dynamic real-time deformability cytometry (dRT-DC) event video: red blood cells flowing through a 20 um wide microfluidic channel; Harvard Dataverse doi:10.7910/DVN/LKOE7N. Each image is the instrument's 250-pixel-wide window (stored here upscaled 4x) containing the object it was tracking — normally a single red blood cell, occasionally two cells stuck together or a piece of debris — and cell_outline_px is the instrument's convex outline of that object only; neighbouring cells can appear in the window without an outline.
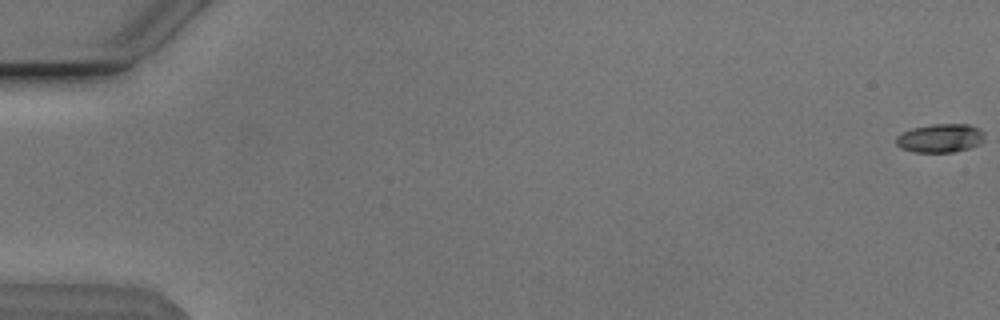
{"species": "Egyptian fruit bat (a non-hibernating species)", "species_latin": "Rousettus aegyptiacus", "temperature_condition": "cold", "stored_images_in_passage": 55, "camera_frame_rate_fps": 3000, "um_per_image_px": 0.085, "animal": {"sex": "male"}, "frame": {"image": 1, "passage_image": 1, "time_ms": 0.0, "image_size_px": [1000, 320], "cell_outline_px": [[984, 140], [980, 144], [968, 148], [952, 152], [912, 152], [900, 148], [896, 144], [896, 136], [912, 128], [932, 124], [968, 124], [980, 128], [984, 132]], "centroid_in_image_um": [79.93, 11.74], "position_along_channel_um": 5.1, "area_um2": 14.85}}
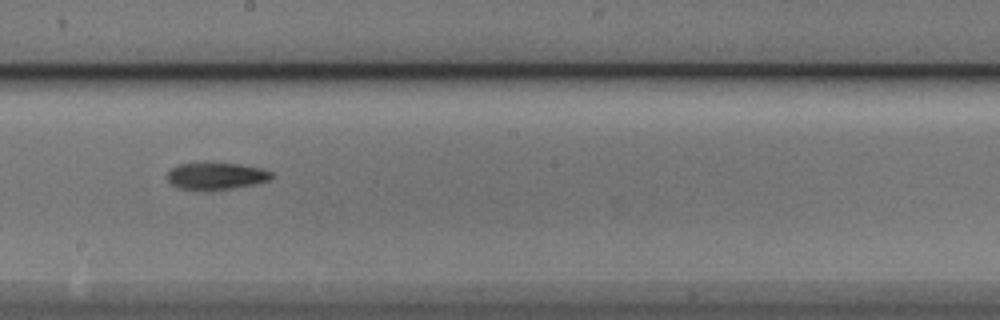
{"frame": {"image": 2, "passage_image": 32, "time_ms": 10.333, "image_size_px": [1000, 320], "cell_outline_px": [[272, 176], [268, 180], [252, 184], [232, 188], [180, 188], [172, 184], [168, 180], [168, 172], [172, 168], [180, 164], [212, 160], [240, 164], [260, 168], [272, 172]], "centroid_in_image_um": [18.36, 14.88], "position_along_channel_um": 229.8, "area_um2": 16.24}}
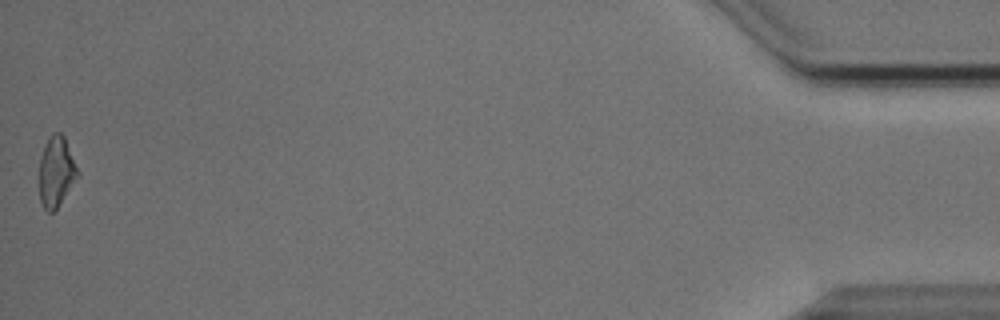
{"frame": {"image": 3, "passage_image": 55, "time_ms": 18.0, "image_size_px": [1000, 320], "cell_outline_px": [[80, 176], [56, 208], [52, 212], [48, 212], [44, 208], [40, 200], [40, 156], [44, 144], [52, 132], [60, 132], [64, 136], [80, 172]], "centroid_in_image_um": [4.8, 14.56], "position_along_channel_um": 430.4, "area_um2": 15.84}, "authors_computed_cell_mechanics": {"area_um2": 16.0106, "velocity_mm_per_s": 3.8497, "shape_relaxation_time_tau1_ms": 4.6868, "shape_relaxation_time_tau2_ms": null, "deformation_change_tau1": 0.1804, "deformation_change_tau2": null}}